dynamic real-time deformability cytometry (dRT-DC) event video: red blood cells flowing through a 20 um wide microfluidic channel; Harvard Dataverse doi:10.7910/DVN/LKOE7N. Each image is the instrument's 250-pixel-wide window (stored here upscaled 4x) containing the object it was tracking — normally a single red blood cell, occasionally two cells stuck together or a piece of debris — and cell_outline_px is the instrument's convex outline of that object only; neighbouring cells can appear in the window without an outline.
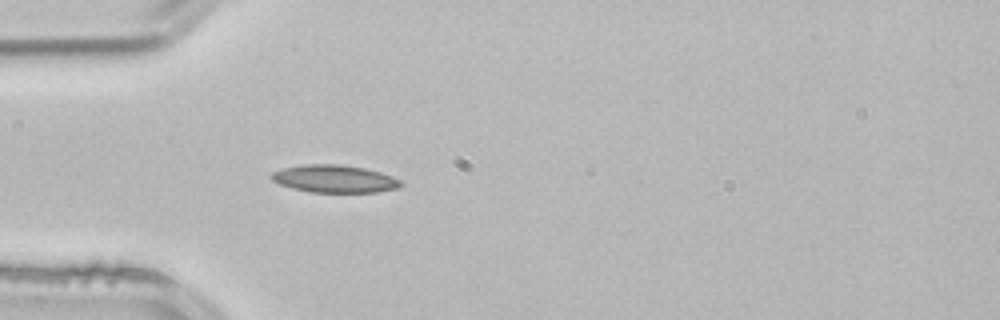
{"species": "common noctule bat (a hibernating species)", "species_latin": "Nyctalus noctula", "temperature_condition": "room temperature", "stored_images_in_passage": 38, "camera_frame_rate_fps": 3000, "um_per_image_px": 0.085, "animal": {"sex": "male", "body_mass_g": 21.5, "forearm_length_mm": 52.0}, "frame": {"image": 1, "passage_image": 1, "time_ms": 0.0, "image_size_px": [1000, 320], "cell_outline_px": [[404, 184], [396, 188], [376, 192], [312, 192], [292, 188], [280, 184], [272, 180], [268, 176], [272, 172], [284, 168], [304, 164], [340, 164], [364, 168], [380, 172], [392, 176], [400, 180]], "centroid_in_image_um": [28.41, 15.19], "position_along_channel_um": 56.6, "area_um2": 20.75}, "authors_computed_cell_mechanics": {"area_um2": 19.1318, "velocity_mm_per_s": 3.8794, "shape_relaxation_time_tau1_ms": null, "shape_relaxation_time_tau2_ms": 2.5211, "deformation_change_tau1": null, "deformation_change_tau2": 0.0822}}